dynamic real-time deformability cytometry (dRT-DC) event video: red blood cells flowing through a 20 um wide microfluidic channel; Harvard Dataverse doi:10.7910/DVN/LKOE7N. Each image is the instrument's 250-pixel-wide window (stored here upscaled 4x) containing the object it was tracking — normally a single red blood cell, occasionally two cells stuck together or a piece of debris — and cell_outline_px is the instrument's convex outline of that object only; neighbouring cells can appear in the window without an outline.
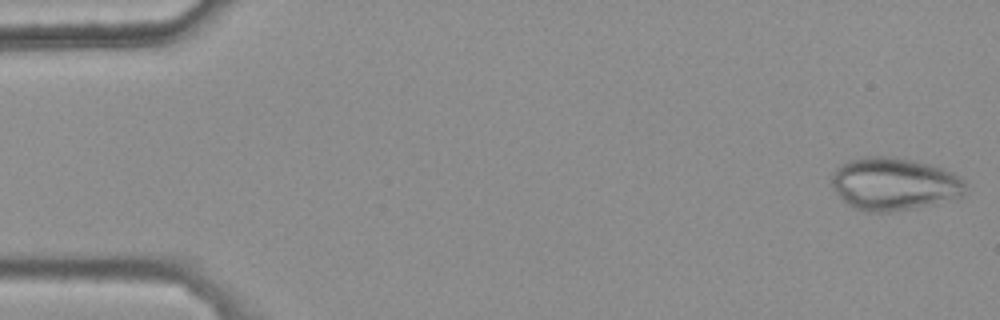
{"species": "common noctule bat (a hibernating species)", "species_latin": "Nyctalus noctula", "temperature_condition": "warm", "stored_images_in_passage": 47, "camera_frame_rate_fps": 3000, "um_per_image_px": 0.085, "animal": {"sex": "female", "body_mass_g": 25.1}, "frame": {"image": 1, "passage_image": 1, "time_ms": 0.0, "image_size_px": [1000, 320], "cell_outline_px": [[964, 196], [956, 200], [888, 212], [868, 212], [856, 208], [848, 204], [832, 188], [832, 176], [836, 168], [840, 164], [864, 156], [892, 156], [912, 160], [944, 168], [960, 176], [964, 180]], "centroid_in_image_um": [76.03, 15.63], "position_along_channel_um": 9.0, "area_um2": 41.21}}
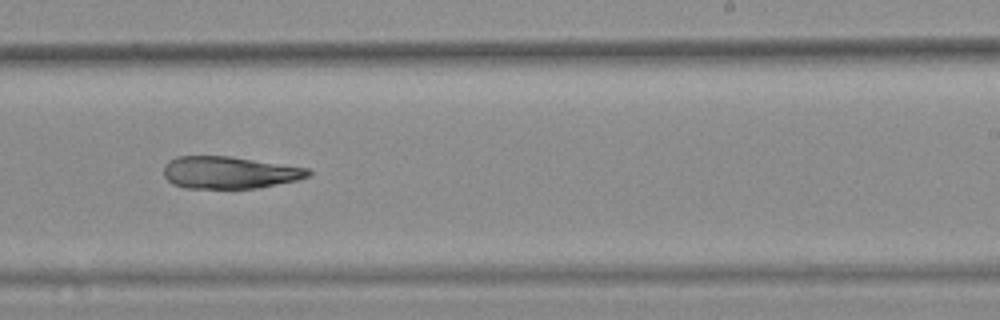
{"frame": {"image": 2, "passage_image": 33, "time_ms": 10.667, "image_size_px": [1000, 320], "cell_outline_px": [[312, 172], [308, 176], [296, 180], [260, 188], [184, 188], [172, 184], [164, 176], [164, 168], [168, 160], [176, 156], [228, 156], [308, 168]], "centroid_in_image_um": [19.46, 14.67], "position_along_channel_um": 269.5, "area_um2": 27.05}}
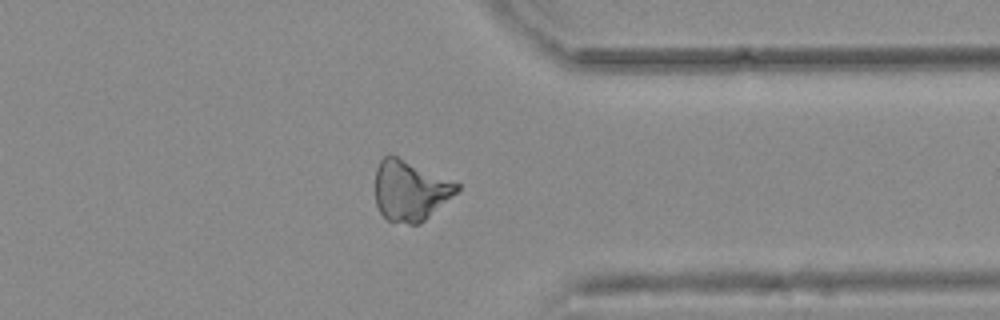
{"frame": {"image": 3, "passage_image": 42, "time_ms": 13.667, "image_size_px": [1000, 320], "cell_outline_px": [[460, 188], [456, 192], [420, 224], [408, 224], [388, 220], [380, 212], [376, 204], [376, 168], [380, 160], [384, 156], [396, 156], [460, 184]], "centroid_in_image_um": [34.84, 16.21], "position_along_channel_um": 376.6, "area_um2": 28.15}}